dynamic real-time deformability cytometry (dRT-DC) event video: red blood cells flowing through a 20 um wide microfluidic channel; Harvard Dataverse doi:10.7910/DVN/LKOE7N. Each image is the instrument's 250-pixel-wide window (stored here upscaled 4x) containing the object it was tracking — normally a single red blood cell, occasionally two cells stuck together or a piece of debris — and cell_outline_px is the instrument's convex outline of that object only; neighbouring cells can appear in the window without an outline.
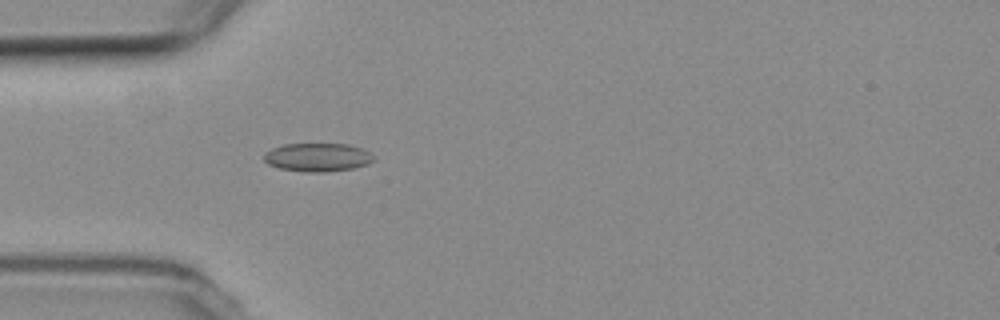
{"species": "common noctule bat (a hibernating species)", "species_latin": "Nyctalus noctula", "temperature_condition": "room temperature", "stored_images_in_passage": 4, "camera_frame_rate_fps": 3000, "um_per_image_px": 0.085, "animal": {"sex": "female", "body_mass_g": 19.3, "forearm_length_mm": 54.1}, "frame": {"image": 1, "passage_image": 4, "time_ms": 3.667, "image_size_px": [1000, 320], "cell_outline_px": [[376, 160], [368, 164], [352, 168], [324, 172], [304, 172], [280, 168], [268, 164], [264, 160], [264, 156], [272, 148], [284, 144], [348, 144], [360, 148], [368, 152]], "centroid_in_image_um": [27.0, 13.37], "position_along_channel_um": 58.0, "area_um2": 17.98}}